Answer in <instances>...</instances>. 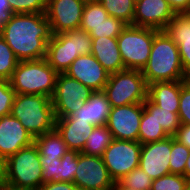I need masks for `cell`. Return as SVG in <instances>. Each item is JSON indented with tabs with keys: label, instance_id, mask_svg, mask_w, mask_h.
Wrapping results in <instances>:
<instances>
[{
	"label": "cell",
	"instance_id": "obj_1",
	"mask_svg": "<svg viewBox=\"0 0 190 190\" xmlns=\"http://www.w3.org/2000/svg\"><path fill=\"white\" fill-rule=\"evenodd\" d=\"M0 35L19 61L45 58L47 43L53 37L45 13L11 14Z\"/></svg>",
	"mask_w": 190,
	"mask_h": 190
},
{
	"label": "cell",
	"instance_id": "obj_2",
	"mask_svg": "<svg viewBox=\"0 0 190 190\" xmlns=\"http://www.w3.org/2000/svg\"><path fill=\"white\" fill-rule=\"evenodd\" d=\"M141 72L147 85L189 79L184 73L178 46L165 31L154 36L149 60Z\"/></svg>",
	"mask_w": 190,
	"mask_h": 190
},
{
	"label": "cell",
	"instance_id": "obj_3",
	"mask_svg": "<svg viewBox=\"0 0 190 190\" xmlns=\"http://www.w3.org/2000/svg\"><path fill=\"white\" fill-rule=\"evenodd\" d=\"M11 115L21 122L33 138L55 129L56 116L51 98L44 95L16 94Z\"/></svg>",
	"mask_w": 190,
	"mask_h": 190
},
{
	"label": "cell",
	"instance_id": "obj_4",
	"mask_svg": "<svg viewBox=\"0 0 190 190\" xmlns=\"http://www.w3.org/2000/svg\"><path fill=\"white\" fill-rule=\"evenodd\" d=\"M58 72L45 58L19 61L9 80L16 94H34L52 97Z\"/></svg>",
	"mask_w": 190,
	"mask_h": 190
},
{
	"label": "cell",
	"instance_id": "obj_5",
	"mask_svg": "<svg viewBox=\"0 0 190 190\" xmlns=\"http://www.w3.org/2000/svg\"><path fill=\"white\" fill-rule=\"evenodd\" d=\"M92 37L81 29L53 35L47 43L48 64L58 73H65L72 62L81 55L91 53Z\"/></svg>",
	"mask_w": 190,
	"mask_h": 190
},
{
	"label": "cell",
	"instance_id": "obj_6",
	"mask_svg": "<svg viewBox=\"0 0 190 190\" xmlns=\"http://www.w3.org/2000/svg\"><path fill=\"white\" fill-rule=\"evenodd\" d=\"M4 183L31 190H38L42 186L40 153L34 143L5 160Z\"/></svg>",
	"mask_w": 190,
	"mask_h": 190
},
{
	"label": "cell",
	"instance_id": "obj_7",
	"mask_svg": "<svg viewBox=\"0 0 190 190\" xmlns=\"http://www.w3.org/2000/svg\"><path fill=\"white\" fill-rule=\"evenodd\" d=\"M111 107L143 103L148 85L141 70L125 69L111 73L104 90Z\"/></svg>",
	"mask_w": 190,
	"mask_h": 190
},
{
	"label": "cell",
	"instance_id": "obj_8",
	"mask_svg": "<svg viewBox=\"0 0 190 190\" xmlns=\"http://www.w3.org/2000/svg\"><path fill=\"white\" fill-rule=\"evenodd\" d=\"M158 30L127 25L117 37L125 69L142 70L147 64Z\"/></svg>",
	"mask_w": 190,
	"mask_h": 190
},
{
	"label": "cell",
	"instance_id": "obj_9",
	"mask_svg": "<svg viewBox=\"0 0 190 190\" xmlns=\"http://www.w3.org/2000/svg\"><path fill=\"white\" fill-rule=\"evenodd\" d=\"M94 91L65 73H59L51 102L56 118H66L80 109Z\"/></svg>",
	"mask_w": 190,
	"mask_h": 190
},
{
	"label": "cell",
	"instance_id": "obj_10",
	"mask_svg": "<svg viewBox=\"0 0 190 190\" xmlns=\"http://www.w3.org/2000/svg\"><path fill=\"white\" fill-rule=\"evenodd\" d=\"M141 147L139 141L113 139L102 159L114 181H121L139 167Z\"/></svg>",
	"mask_w": 190,
	"mask_h": 190
},
{
	"label": "cell",
	"instance_id": "obj_11",
	"mask_svg": "<svg viewBox=\"0 0 190 190\" xmlns=\"http://www.w3.org/2000/svg\"><path fill=\"white\" fill-rule=\"evenodd\" d=\"M73 184L79 190H111L114 180L111 178L102 157L80 152Z\"/></svg>",
	"mask_w": 190,
	"mask_h": 190
},
{
	"label": "cell",
	"instance_id": "obj_12",
	"mask_svg": "<svg viewBox=\"0 0 190 190\" xmlns=\"http://www.w3.org/2000/svg\"><path fill=\"white\" fill-rule=\"evenodd\" d=\"M142 114L143 103L111 107L106 126L114 139L138 141Z\"/></svg>",
	"mask_w": 190,
	"mask_h": 190
},
{
	"label": "cell",
	"instance_id": "obj_13",
	"mask_svg": "<svg viewBox=\"0 0 190 190\" xmlns=\"http://www.w3.org/2000/svg\"><path fill=\"white\" fill-rule=\"evenodd\" d=\"M84 6L82 0H47L45 14L53 35L79 29Z\"/></svg>",
	"mask_w": 190,
	"mask_h": 190
},
{
	"label": "cell",
	"instance_id": "obj_14",
	"mask_svg": "<svg viewBox=\"0 0 190 190\" xmlns=\"http://www.w3.org/2000/svg\"><path fill=\"white\" fill-rule=\"evenodd\" d=\"M172 136L165 139L142 144L139 168L152 180L170 174V157Z\"/></svg>",
	"mask_w": 190,
	"mask_h": 190
},
{
	"label": "cell",
	"instance_id": "obj_15",
	"mask_svg": "<svg viewBox=\"0 0 190 190\" xmlns=\"http://www.w3.org/2000/svg\"><path fill=\"white\" fill-rule=\"evenodd\" d=\"M65 74L93 91H103L110 75L91 53L78 56Z\"/></svg>",
	"mask_w": 190,
	"mask_h": 190
},
{
	"label": "cell",
	"instance_id": "obj_16",
	"mask_svg": "<svg viewBox=\"0 0 190 190\" xmlns=\"http://www.w3.org/2000/svg\"><path fill=\"white\" fill-rule=\"evenodd\" d=\"M175 14L166 0H140L135 4L133 25L164 31Z\"/></svg>",
	"mask_w": 190,
	"mask_h": 190
},
{
	"label": "cell",
	"instance_id": "obj_17",
	"mask_svg": "<svg viewBox=\"0 0 190 190\" xmlns=\"http://www.w3.org/2000/svg\"><path fill=\"white\" fill-rule=\"evenodd\" d=\"M34 143L33 136L11 114L0 117V157L6 160Z\"/></svg>",
	"mask_w": 190,
	"mask_h": 190
},
{
	"label": "cell",
	"instance_id": "obj_18",
	"mask_svg": "<svg viewBox=\"0 0 190 190\" xmlns=\"http://www.w3.org/2000/svg\"><path fill=\"white\" fill-rule=\"evenodd\" d=\"M164 31L178 46L184 73L190 78V13H176Z\"/></svg>",
	"mask_w": 190,
	"mask_h": 190
},
{
	"label": "cell",
	"instance_id": "obj_19",
	"mask_svg": "<svg viewBox=\"0 0 190 190\" xmlns=\"http://www.w3.org/2000/svg\"><path fill=\"white\" fill-rule=\"evenodd\" d=\"M111 110L110 102L104 91H94L85 104L66 118L56 119H78L88 121L93 126L106 125Z\"/></svg>",
	"mask_w": 190,
	"mask_h": 190
},
{
	"label": "cell",
	"instance_id": "obj_20",
	"mask_svg": "<svg viewBox=\"0 0 190 190\" xmlns=\"http://www.w3.org/2000/svg\"><path fill=\"white\" fill-rule=\"evenodd\" d=\"M95 126L78 119H56L55 129L61 135L69 150L82 152L87 137Z\"/></svg>",
	"mask_w": 190,
	"mask_h": 190
},
{
	"label": "cell",
	"instance_id": "obj_21",
	"mask_svg": "<svg viewBox=\"0 0 190 190\" xmlns=\"http://www.w3.org/2000/svg\"><path fill=\"white\" fill-rule=\"evenodd\" d=\"M91 54L110 74L125 70L117 37L92 38Z\"/></svg>",
	"mask_w": 190,
	"mask_h": 190
},
{
	"label": "cell",
	"instance_id": "obj_22",
	"mask_svg": "<svg viewBox=\"0 0 190 190\" xmlns=\"http://www.w3.org/2000/svg\"><path fill=\"white\" fill-rule=\"evenodd\" d=\"M181 94L180 81L154 82L148 85L147 98L162 109L179 111Z\"/></svg>",
	"mask_w": 190,
	"mask_h": 190
},
{
	"label": "cell",
	"instance_id": "obj_23",
	"mask_svg": "<svg viewBox=\"0 0 190 190\" xmlns=\"http://www.w3.org/2000/svg\"><path fill=\"white\" fill-rule=\"evenodd\" d=\"M34 144L45 158L61 159L69 150L56 129L34 138Z\"/></svg>",
	"mask_w": 190,
	"mask_h": 190
},
{
	"label": "cell",
	"instance_id": "obj_24",
	"mask_svg": "<svg viewBox=\"0 0 190 190\" xmlns=\"http://www.w3.org/2000/svg\"><path fill=\"white\" fill-rule=\"evenodd\" d=\"M113 139L112 132L106 125L95 126L91 134L87 137L85 147L81 153L102 157Z\"/></svg>",
	"mask_w": 190,
	"mask_h": 190
},
{
	"label": "cell",
	"instance_id": "obj_25",
	"mask_svg": "<svg viewBox=\"0 0 190 190\" xmlns=\"http://www.w3.org/2000/svg\"><path fill=\"white\" fill-rule=\"evenodd\" d=\"M169 135L156 121L154 114L149 113L143 105V114L140 122L138 141L141 144L155 142L167 138Z\"/></svg>",
	"mask_w": 190,
	"mask_h": 190
},
{
	"label": "cell",
	"instance_id": "obj_26",
	"mask_svg": "<svg viewBox=\"0 0 190 190\" xmlns=\"http://www.w3.org/2000/svg\"><path fill=\"white\" fill-rule=\"evenodd\" d=\"M144 108L151 114H154L156 121L161 125L169 136H173L180 127V119L178 113L172 110L162 109L152 103L148 98L143 102Z\"/></svg>",
	"mask_w": 190,
	"mask_h": 190
},
{
	"label": "cell",
	"instance_id": "obj_27",
	"mask_svg": "<svg viewBox=\"0 0 190 190\" xmlns=\"http://www.w3.org/2000/svg\"><path fill=\"white\" fill-rule=\"evenodd\" d=\"M109 16L122 20L127 25H133L135 3L132 0H99Z\"/></svg>",
	"mask_w": 190,
	"mask_h": 190
},
{
	"label": "cell",
	"instance_id": "obj_28",
	"mask_svg": "<svg viewBox=\"0 0 190 190\" xmlns=\"http://www.w3.org/2000/svg\"><path fill=\"white\" fill-rule=\"evenodd\" d=\"M108 17L109 14L99 1L86 2L83 8L82 21L79 29L89 33L90 26H100Z\"/></svg>",
	"mask_w": 190,
	"mask_h": 190
},
{
	"label": "cell",
	"instance_id": "obj_29",
	"mask_svg": "<svg viewBox=\"0 0 190 190\" xmlns=\"http://www.w3.org/2000/svg\"><path fill=\"white\" fill-rule=\"evenodd\" d=\"M19 60L0 35V80H10Z\"/></svg>",
	"mask_w": 190,
	"mask_h": 190
},
{
	"label": "cell",
	"instance_id": "obj_30",
	"mask_svg": "<svg viewBox=\"0 0 190 190\" xmlns=\"http://www.w3.org/2000/svg\"><path fill=\"white\" fill-rule=\"evenodd\" d=\"M190 153V149H188L184 144L178 142L172 136V150L170 157V173L183 175L185 171L186 162L188 160V156Z\"/></svg>",
	"mask_w": 190,
	"mask_h": 190
},
{
	"label": "cell",
	"instance_id": "obj_31",
	"mask_svg": "<svg viewBox=\"0 0 190 190\" xmlns=\"http://www.w3.org/2000/svg\"><path fill=\"white\" fill-rule=\"evenodd\" d=\"M126 26L122 20L109 16L100 26H90L89 35L92 38L118 37Z\"/></svg>",
	"mask_w": 190,
	"mask_h": 190
},
{
	"label": "cell",
	"instance_id": "obj_32",
	"mask_svg": "<svg viewBox=\"0 0 190 190\" xmlns=\"http://www.w3.org/2000/svg\"><path fill=\"white\" fill-rule=\"evenodd\" d=\"M78 154L79 152L76 150H68L61 158L60 182L73 183L78 167Z\"/></svg>",
	"mask_w": 190,
	"mask_h": 190
},
{
	"label": "cell",
	"instance_id": "obj_33",
	"mask_svg": "<svg viewBox=\"0 0 190 190\" xmlns=\"http://www.w3.org/2000/svg\"><path fill=\"white\" fill-rule=\"evenodd\" d=\"M188 182L183 175L170 173L153 180L151 190H185Z\"/></svg>",
	"mask_w": 190,
	"mask_h": 190
},
{
	"label": "cell",
	"instance_id": "obj_34",
	"mask_svg": "<svg viewBox=\"0 0 190 190\" xmlns=\"http://www.w3.org/2000/svg\"><path fill=\"white\" fill-rule=\"evenodd\" d=\"M11 12L18 13H46L47 0H8Z\"/></svg>",
	"mask_w": 190,
	"mask_h": 190
},
{
	"label": "cell",
	"instance_id": "obj_35",
	"mask_svg": "<svg viewBox=\"0 0 190 190\" xmlns=\"http://www.w3.org/2000/svg\"><path fill=\"white\" fill-rule=\"evenodd\" d=\"M121 182L136 190H151L153 180L139 167L127 174Z\"/></svg>",
	"mask_w": 190,
	"mask_h": 190
},
{
	"label": "cell",
	"instance_id": "obj_36",
	"mask_svg": "<svg viewBox=\"0 0 190 190\" xmlns=\"http://www.w3.org/2000/svg\"><path fill=\"white\" fill-rule=\"evenodd\" d=\"M42 165V185L45 183L60 182L61 159L45 158L40 155Z\"/></svg>",
	"mask_w": 190,
	"mask_h": 190
},
{
	"label": "cell",
	"instance_id": "obj_37",
	"mask_svg": "<svg viewBox=\"0 0 190 190\" xmlns=\"http://www.w3.org/2000/svg\"><path fill=\"white\" fill-rule=\"evenodd\" d=\"M178 115L181 124L190 125V78L181 80Z\"/></svg>",
	"mask_w": 190,
	"mask_h": 190
},
{
	"label": "cell",
	"instance_id": "obj_38",
	"mask_svg": "<svg viewBox=\"0 0 190 190\" xmlns=\"http://www.w3.org/2000/svg\"><path fill=\"white\" fill-rule=\"evenodd\" d=\"M15 91L8 80H0V117L11 114Z\"/></svg>",
	"mask_w": 190,
	"mask_h": 190
},
{
	"label": "cell",
	"instance_id": "obj_39",
	"mask_svg": "<svg viewBox=\"0 0 190 190\" xmlns=\"http://www.w3.org/2000/svg\"><path fill=\"white\" fill-rule=\"evenodd\" d=\"M173 137L190 149V125L181 124Z\"/></svg>",
	"mask_w": 190,
	"mask_h": 190
},
{
	"label": "cell",
	"instance_id": "obj_40",
	"mask_svg": "<svg viewBox=\"0 0 190 190\" xmlns=\"http://www.w3.org/2000/svg\"><path fill=\"white\" fill-rule=\"evenodd\" d=\"M38 190H79L72 182L53 181L43 184Z\"/></svg>",
	"mask_w": 190,
	"mask_h": 190
},
{
	"label": "cell",
	"instance_id": "obj_41",
	"mask_svg": "<svg viewBox=\"0 0 190 190\" xmlns=\"http://www.w3.org/2000/svg\"><path fill=\"white\" fill-rule=\"evenodd\" d=\"M175 13H190V0H166Z\"/></svg>",
	"mask_w": 190,
	"mask_h": 190
},
{
	"label": "cell",
	"instance_id": "obj_42",
	"mask_svg": "<svg viewBox=\"0 0 190 190\" xmlns=\"http://www.w3.org/2000/svg\"><path fill=\"white\" fill-rule=\"evenodd\" d=\"M11 14L13 13L11 12L8 0H0V30Z\"/></svg>",
	"mask_w": 190,
	"mask_h": 190
},
{
	"label": "cell",
	"instance_id": "obj_43",
	"mask_svg": "<svg viewBox=\"0 0 190 190\" xmlns=\"http://www.w3.org/2000/svg\"><path fill=\"white\" fill-rule=\"evenodd\" d=\"M111 190H136V189H133L124 185L121 181H114V184Z\"/></svg>",
	"mask_w": 190,
	"mask_h": 190
},
{
	"label": "cell",
	"instance_id": "obj_44",
	"mask_svg": "<svg viewBox=\"0 0 190 190\" xmlns=\"http://www.w3.org/2000/svg\"><path fill=\"white\" fill-rule=\"evenodd\" d=\"M5 179V160L0 157V185L4 183Z\"/></svg>",
	"mask_w": 190,
	"mask_h": 190
},
{
	"label": "cell",
	"instance_id": "obj_45",
	"mask_svg": "<svg viewBox=\"0 0 190 190\" xmlns=\"http://www.w3.org/2000/svg\"><path fill=\"white\" fill-rule=\"evenodd\" d=\"M0 190H31V189H27V188H19V187H15L6 183H2L0 185Z\"/></svg>",
	"mask_w": 190,
	"mask_h": 190
},
{
	"label": "cell",
	"instance_id": "obj_46",
	"mask_svg": "<svg viewBox=\"0 0 190 190\" xmlns=\"http://www.w3.org/2000/svg\"><path fill=\"white\" fill-rule=\"evenodd\" d=\"M184 177L190 181V153L188 156V160L186 162L185 171H184Z\"/></svg>",
	"mask_w": 190,
	"mask_h": 190
},
{
	"label": "cell",
	"instance_id": "obj_47",
	"mask_svg": "<svg viewBox=\"0 0 190 190\" xmlns=\"http://www.w3.org/2000/svg\"><path fill=\"white\" fill-rule=\"evenodd\" d=\"M185 190H190V181L187 183Z\"/></svg>",
	"mask_w": 190,
	"mask_h": 190
},
{
	"label": "cell",
	"instance_id": "obj_48",
	"mask_svg": "<svg viewBox=\"0 0 190 190\" xmlns=\"http://www.w3.org/2000/svg\"><path fill=\"white\" fill-rule=\"evenodd\" d=\"M82 1H84L86 3V2H96V1H99V0H82Z\"/></svg>",
	"mask_w": 190,
	"mask_h": 190
},
{
	"label": "cell",
	"instance_id": "obj_49",
	"mask_svg": "<svg viewBox=\"0 0 190 190\" xmlns=\"http://www.w3.org/2000/svg\"><path fill=\"white\" fill-rule=\"evenodd\" d=\"M135 4L137 3V2H139L140 0H132Z\"/></svg>",
	"mask_w": 190,
	"mask_h": 190
}]
</instances>
